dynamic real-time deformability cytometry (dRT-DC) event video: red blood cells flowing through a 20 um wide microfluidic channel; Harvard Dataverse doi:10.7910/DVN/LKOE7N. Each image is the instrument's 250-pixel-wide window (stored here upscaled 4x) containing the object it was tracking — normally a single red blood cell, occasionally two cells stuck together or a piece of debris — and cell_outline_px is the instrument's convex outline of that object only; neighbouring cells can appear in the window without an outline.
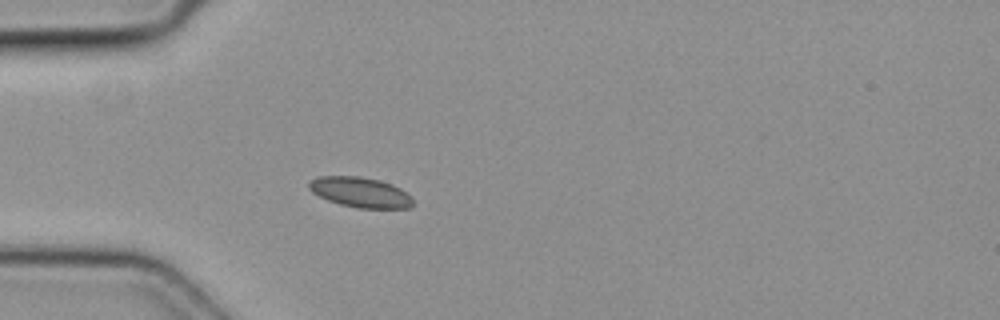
{"species": "common noctule bat (a hibernating species)", "species_latin": "Nyctalus noctula", "temperature_condition": "cold", "stored_images_in_passage": 4, "camera_frame_rate_fps": 3000, "um_per_image_px": 0.085, "animal": {"sex": "female", "body_mass_g": 19.3, "forearm_length_mm": 54.1}, "frame": {"image": 1, "passage_image": 3, "time_ms": 0.667, "image_size_px": [1000, 320], "cell_outline_px": [[412, 208], [356, 208], [340, 204], [328, 200], [312, 192], [308, 188], [308, 184], [316, 176], [360, 176], [380, 180], [392, 184], [400, 188], [412, 200]], "centroid_in_image_um": [30.6, 16.34], "position_along_channel_um": 54.4, "area_um2": 18.21}}